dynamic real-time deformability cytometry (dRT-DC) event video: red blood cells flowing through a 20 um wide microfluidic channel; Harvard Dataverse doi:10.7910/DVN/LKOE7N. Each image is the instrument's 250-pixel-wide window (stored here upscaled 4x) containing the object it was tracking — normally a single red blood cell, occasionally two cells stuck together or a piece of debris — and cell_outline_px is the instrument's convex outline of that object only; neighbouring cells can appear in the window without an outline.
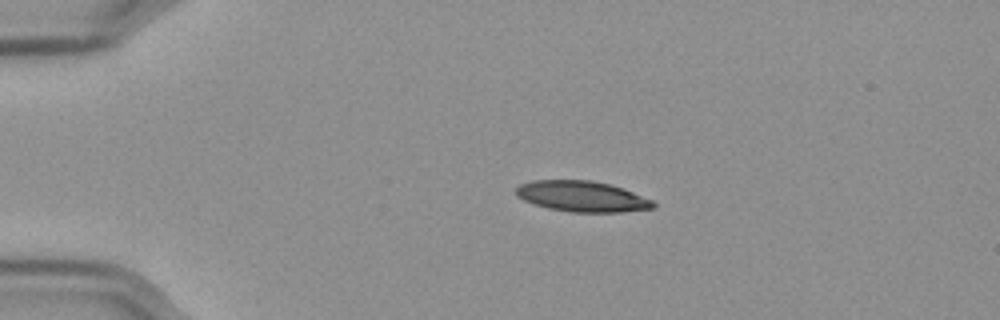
{"species": "Egyptian fruit bat (a non-hibernating species)", "species_latin": "Rousettus aegyptiacus", "temperature_condition": "cold", "stored_images_in_passage": 46, "camera_frame_rate_fps": 3000, "um_per_image_px": 0.085, "frame": {"image": 1, "passage_image": 1, "time_ms": 0.0, "image_size_px": [1000, 320], "cell_outline_px": [[656, 208], [624, 212], [572, 212], [548, 208], [524, 200], [516, 196], [516, 188], [520, 184], [532, 180], [588, 180], [608, 184], [624, 188], [652, 200], [656, 204]], "centroid_in_image_um": [49.5, 16.69], "position_along_channel_um": 35.5, "area_um2": 24.57}}
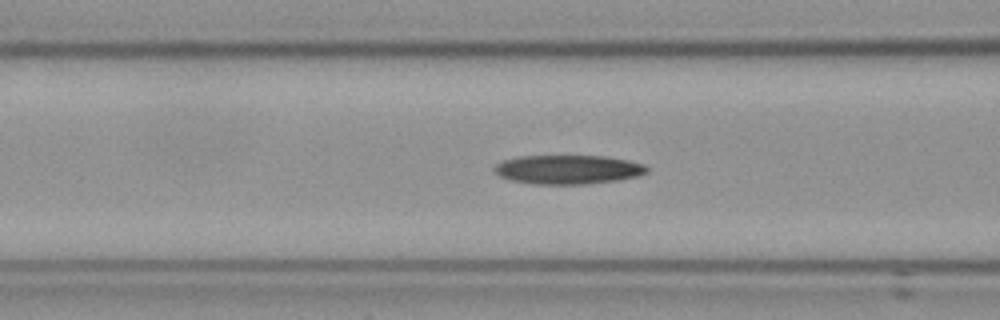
{"frame": {"image": 2, "passage_image": 12, "time_ms": 3.667, "image_size_px": [1000, 320], "cell_outline_px": [[648, 172], [640, 176], [620, 180], [584, 184], [532, 184], [512, 180], [500, 176], [492, 168], [496, 164], [504, 160], [520, 156], [604, 156], [628, 160], [644, 164], [648, 168]], "centroid_in_image_um": [48.32, 14.41], "position_along_channel_um": 118.3, "area_um2": 25.89}}
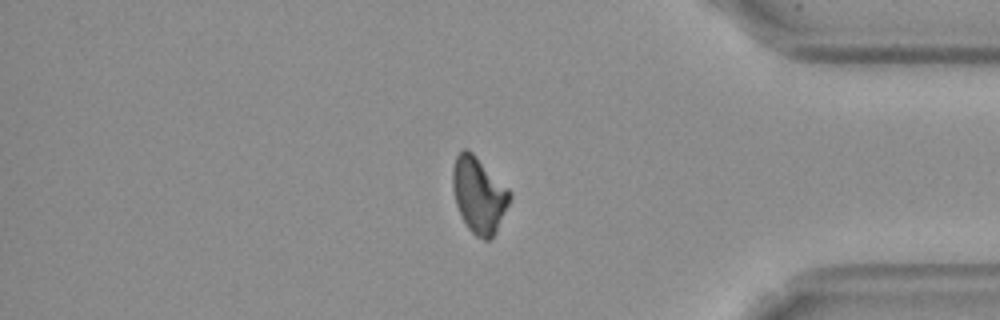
{"frame": {"image": 3, "passage_image": 37, "time_ms": 12.0, "image_size_px": [1000, 320], "cell_outline_px": [[512, 196], [496, 232], [488, 240], [484, 240], [476, 236], [468, 228], [456, 204], [452, 188], [452, 168], [456, 156], [464, 148], [468, 148], [512, 192]], "centroid_in_image_um": [40.7, 16.55], "position_along_channel_um": 394.5, "area_um2": 25.09}, "authors_computed_cell_mechanics": {"area_um2": 25.3453, "velocity_mm_per_s": 3.5737, "shape_relaxation_time_tau1_ms": 10.0947, "shape_relaxation_time_tau2_ms": 4.0042, "deformation_change_tau1": 0.2248, "deformation_change_tau2": 0.1044}}